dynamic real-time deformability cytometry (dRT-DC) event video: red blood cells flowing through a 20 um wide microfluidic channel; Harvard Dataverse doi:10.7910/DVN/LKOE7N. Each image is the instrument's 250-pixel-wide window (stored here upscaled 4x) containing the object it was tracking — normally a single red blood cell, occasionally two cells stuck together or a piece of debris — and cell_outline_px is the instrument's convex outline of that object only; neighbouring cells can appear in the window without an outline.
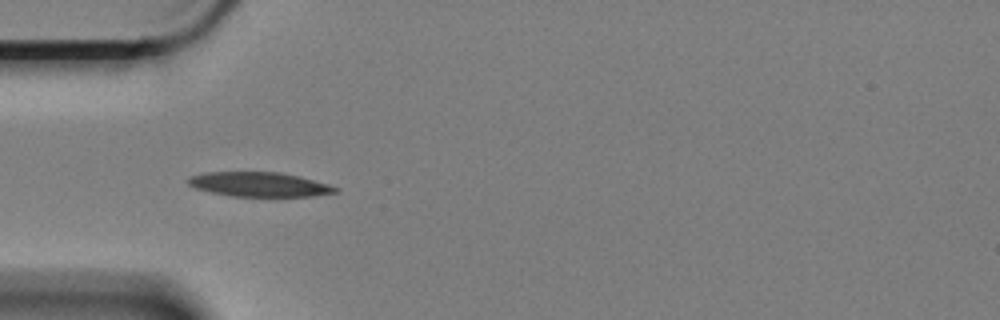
{"species": "Egyptian fruit bat (a non-hibernating species)", "species_latin": "Rousettus aegyptiacus", "temperature_condition": "cold", "stored_images_in_passage": 42, "camera_frame_rate_fps": 3000, "um_per_image_px": 0.085, "animal": {"sex": "female"}, "frame": {"image": 1, "passage_image": 1, "time_ms": 0.0, "image_size_px": [1000, 320], "cell_outline_px": [[340, 192], [316, 196], [232, 196], [212, 192], [196, 188], [188, 184], [188, 176], [204, 172], [280, 172], [328, 184], [340, 188]], "centroid_in_image_um": [22.05, 15.67], "position_along_channel_um": 62.9, "area_um2": 20.92}}
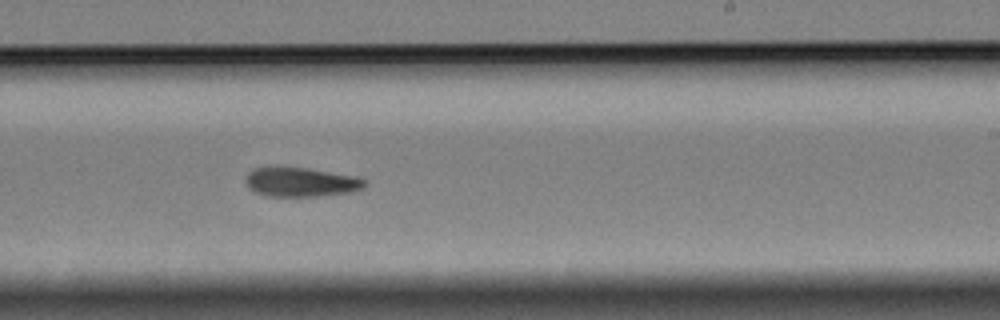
{"frame": {"image": 2, "passage_image": 19, "time_ms": 6.0, "image_size_px": [1000, 320], "cell_outline_px": [[368, 184], [364, 188], [348, 192], [316, 196], [268, 196], [256, 192], [248, 188], [244, 180], [248, 172], [256, 168], [304, 168], [356, 176], [368, 180]], "centroid_in_image_um": [25.6, 15.49], "position_along_channel_um": 263.4, "area_um2": 20.06}}
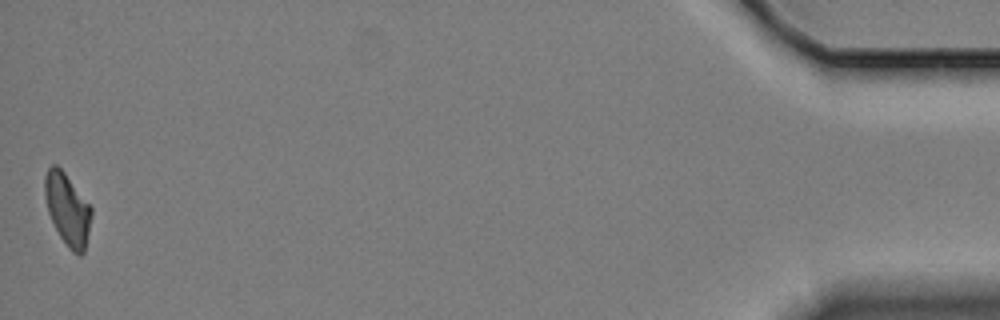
{"frame": {"image": 3, "passage_image": 42, "time_ms": 13.667, "image_size_px": [1000, 320], "cell_outline_px": [[92, 216], [84, 252], [80, 256], [72, 252], [68, 248], [60, 236], [48, 212], [44, 196], [44, 176], [48, 168], [52, 164], [56, 164], [64, 172], [92, 208]], "centroid_in_image_um": [5.72, 17.79], "position_along_channel_um": 429.5, "area_um2": 19.42}, "authors_computed_cell_mechanics": {"area_um2": 20.6635, "velocity_mm_per_s": 3.3602, "shape_relaxation_time_tau1_ms": 5.4894, "shape_relaxation_time_tau2_ms": null, "deformation_change_tau1": 0.1492, "deformation_change_tau2": null}}